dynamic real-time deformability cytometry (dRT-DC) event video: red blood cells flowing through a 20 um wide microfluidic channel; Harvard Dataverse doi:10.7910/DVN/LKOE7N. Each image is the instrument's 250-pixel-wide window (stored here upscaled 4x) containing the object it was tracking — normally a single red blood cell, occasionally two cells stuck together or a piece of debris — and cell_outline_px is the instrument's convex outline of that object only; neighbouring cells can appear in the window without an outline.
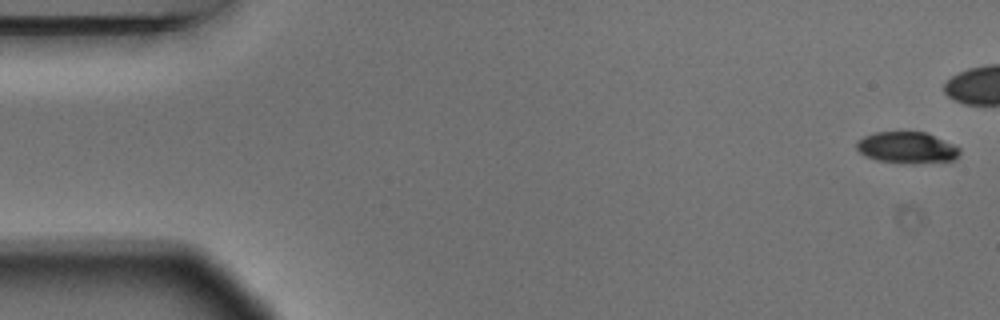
{"species": "Egyptian fruit bat (a non-hibernating species)", "species_latin": "Rousettus aegyptiacus", "temperature_condition": "warm", "stored_images_in_passage": 2, "segment_of_instrument_passage": [2, 2], "camera_frame_rate_fps": 3000, "um_per_image_px": 0.085, "animal": {"sex": "male"}, "frame": {"image": 1, "passage_image": 2, "time_ms": 0.333, "image_size_px": [1000, 320], "cell_outline_px": [[960, 152], [952, 160], [916, 164], [912, 164], [876, 160], [864, 156], [856, 148], [856, 140], [864, 136], [876, 132], [924, 132], [952, 144], [960, 148]], "centroid_in_image_um": [77.03, 12.56], "position_along_channel_um": 8.0, "area_um2": 18.79}}